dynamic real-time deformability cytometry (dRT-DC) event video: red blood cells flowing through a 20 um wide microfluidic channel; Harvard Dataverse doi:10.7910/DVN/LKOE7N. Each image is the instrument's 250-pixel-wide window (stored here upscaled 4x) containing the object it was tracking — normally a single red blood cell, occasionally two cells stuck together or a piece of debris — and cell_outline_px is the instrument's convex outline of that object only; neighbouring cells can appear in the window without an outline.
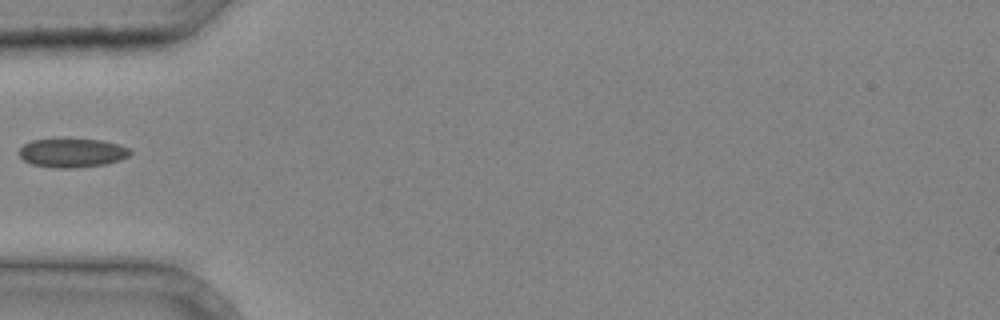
{"species": "common noctule bat (a hibernating species)", "species_latin": "Nyctalus noctula", "temperature_condition": "cold", "stored_images_in_passage": 1, "camera_frame_rate_fps": 3000, "um_per_image_px": 0.085, "animal": {"sex": "male", "body_mass_g": 20.4}, "frame": {"image": 1, "passage_image": 1, "time_ms": 0.0, "image_size_px": [1000, 320], "cell_outline_px": [[132, 152], [128, 156], [120, 160], [104, 164], [76, 168], [52, 168], [32, 164], [24, 160], [16, 152], [24, 144], [32, 140], [100, 140], [116, 144], [128, 148]], "centroid_in_image_um": [6.1, 13.01], "position_along_channel_um": 78.9, "area_um2": 18.44}}